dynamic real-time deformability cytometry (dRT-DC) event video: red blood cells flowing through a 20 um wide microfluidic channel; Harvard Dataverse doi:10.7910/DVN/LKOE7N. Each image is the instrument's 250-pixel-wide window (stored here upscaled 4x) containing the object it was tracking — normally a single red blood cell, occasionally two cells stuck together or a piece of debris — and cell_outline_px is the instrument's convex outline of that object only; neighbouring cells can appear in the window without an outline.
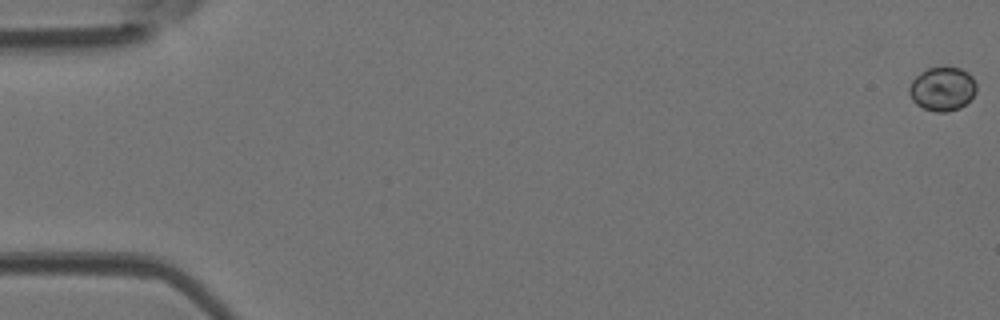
{"species": "Egyptian fruit bat (a non-hibernating species)", "species_latin": "Rousettus aegyptiacus", "temperature_condition": "room temperature", "stored_images_in_passage": 49, "camera_frame_rate_fps": 3000, "um_per_image_px": 0.085, "animal": {"sex": "female"}, "frame": {"image": 1, "passage_image": 1, "time_ms": 0.0, "image_size_px": [1000, 320], "cell_outline_px": [[976, 92], [960, 108], [948, 112], [936, 112], [924, 108], [916, 104], [912, 100], [908, 92], [908, 88], [912, 80], [920, 72], [928, 68], [960, 68], [968, 72], [972, 76], [976, 84]], "centroid_in_image_um": [80.08, 7.56], "position_along_channel_um": 4.9, "area_um2": 17.11}}
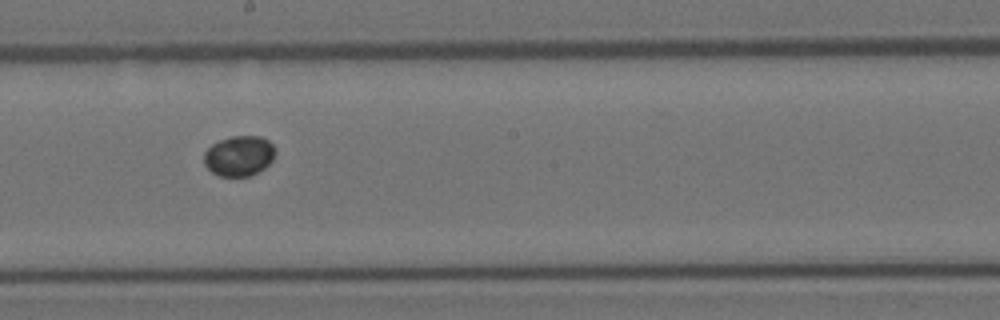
{"frame": {"image": 2, "passage_image": 28, "time_ms": 9.0, "image_size_px": [1000, 320], "cell_outline_px": [[276, 152], [272, 160], [264, 168], [252, 176], [220, 176], [212, 172], [204, 164], [204, 152], [212, 144], [220, 140], [232, 136], [260, 136], [268, 140], [272, 144]], "centroid_in_image_um": [20.33, 13.25], "position_along_channel_um": 227.9, "area_um2": 16.76}}
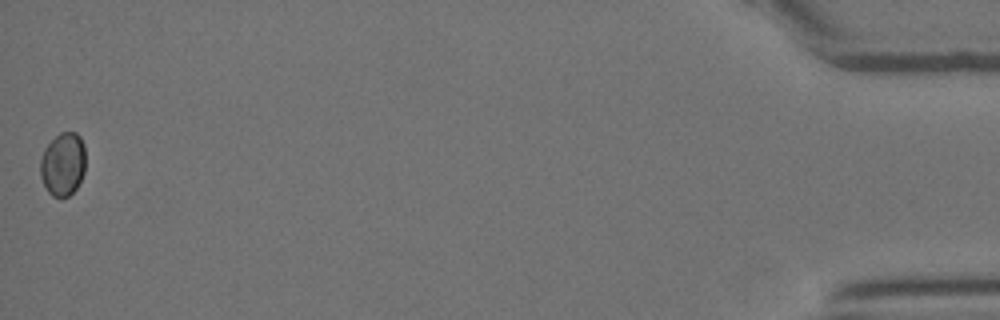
{"frame": {"image": 3, "passage_image": 49, "time_ms": 16.0, "image_size_px": [1000, 320], "cell_outline_px": [[84, 172], [76, 188], [68, 196], [60, 200], [52, 196], [48, 192], [40, 176], [40, 160], [44, 148], [60, 132], [76, 132], [80, 136], [84, 144]], "centroid_in_image_um": [5.33, 13.97], "position_along_channel_um": 429.9, "area_um2": 16.82}}